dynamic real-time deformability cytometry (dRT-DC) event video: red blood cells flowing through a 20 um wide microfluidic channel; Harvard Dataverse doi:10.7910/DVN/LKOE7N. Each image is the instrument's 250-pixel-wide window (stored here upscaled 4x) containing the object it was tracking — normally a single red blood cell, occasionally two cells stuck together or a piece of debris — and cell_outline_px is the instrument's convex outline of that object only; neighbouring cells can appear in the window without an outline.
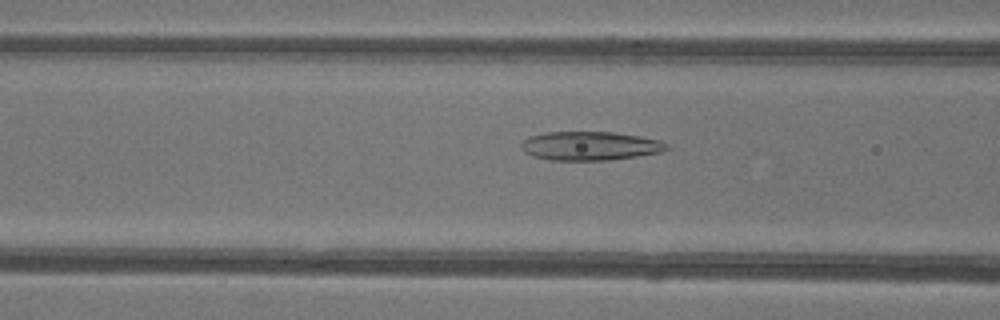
{"species": "common noctule bat (a hibernating species)", "species_latin": "Nyctalus noctula", "temperature_condition": "warm", "stored_images_in_passage": 18, "camera_frame_rate_fps": 3000, "um_per_image_px": 0.085, "animal": {"sex": "female"}, "frame": {"image": 1, "passage_image": 10, "time_ms": 3.0, "image_size_px": [1000, 320], "cell_outline_px": [[672, 148], [664, 152], [608, 160], [552, 160], [532, 156], [524, 152], [520, 148], [520, 144], [528, 136], [548, 132], [612, 132], [640, 136], [660, 140], [668, 144]], "centroid_in_image_um": [50.18, 12.4], "position_along_channel_um": 116.4, "area_um2": 24.62}}
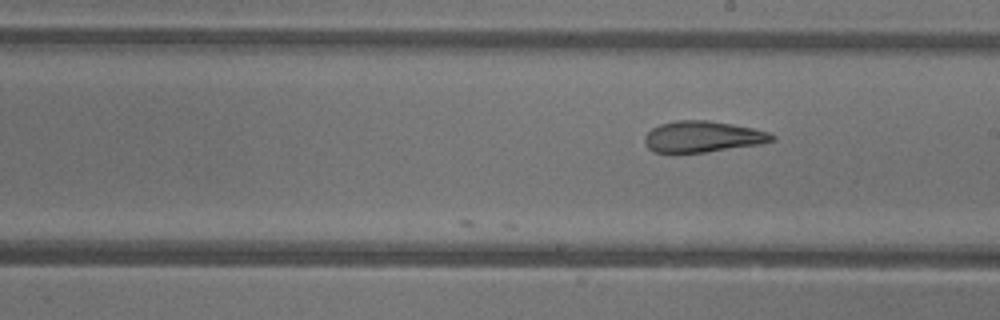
{"frame": {"image": 2, "passage_image": 18, "time_ms": 5.667, "image_size_px": [1000, 320], "cell_outline_px": [[776, 140], [760, 144], [676, 156], [652, 152], [644, 144], [644, 136], [652, 128], [660, 124], [676, 120], [708, 120], [732, 124], [752, 128], [768, 132], [776, 136]], "centroid_in_image_um": [59.64, 11.65], "position_along_channel_um": 229.4, "area_um2": 23.81}}